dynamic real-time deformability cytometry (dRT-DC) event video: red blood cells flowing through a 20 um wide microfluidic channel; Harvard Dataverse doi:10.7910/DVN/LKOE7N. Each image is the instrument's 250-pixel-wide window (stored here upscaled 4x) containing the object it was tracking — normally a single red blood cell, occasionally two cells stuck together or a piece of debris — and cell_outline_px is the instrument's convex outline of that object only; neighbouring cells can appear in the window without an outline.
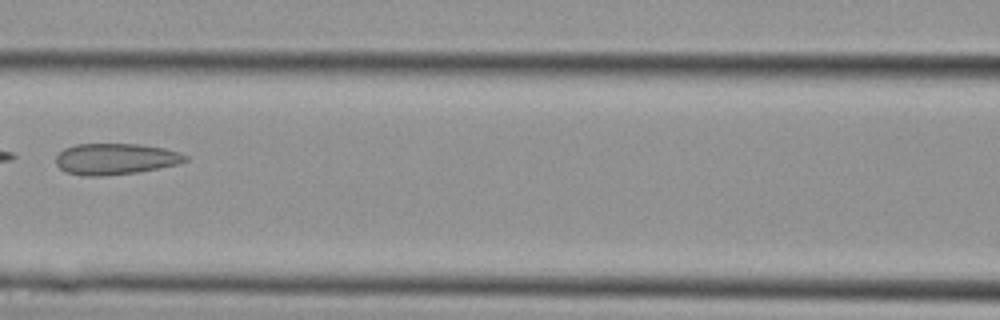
{"species": "Egyptian fruit bat (a non-hibernating species)", "species_latin": "Rousettus aegyptiacus", "temperature_condition": "cold", "stored_images_in_passage": 11, "camera_frame_rate_fps": 3000, "um_per_image_px": 0.085, "animal": {"sex": "female"}, "frame": {"image": 1, "passage_image": 8, "time_ms": 2.333, "image_size_px": [1000, 320], "cell_outline_px": [[188, 160], [176, 164], [136, 172], [100, 176], [84, 176], [64, 172], [56, 164], [56, 156], [64, 148], [76, 144], [140, 144], [164, 148], [180, 152], [188, 156]], "centroid_in_image_um": [9.79, 13.5], "position_along_channel_um": 156.8, "area_um2": 23.47}}
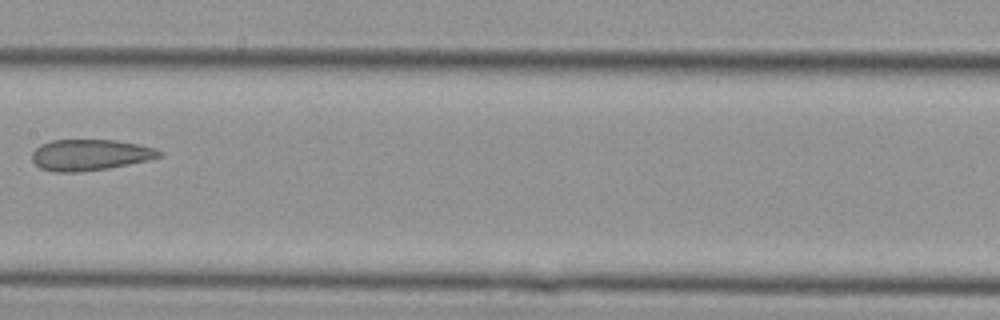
{"frame": {"image": 2, "passage_image": 10, "time_ms": 3.0, "image_size_px": [1000, 320], "cell_outline_px": [[164, 152], [160, 156], [148, 160], [108, 168], [76, 172], [52, 172], [40, 168], [32, 160], [32, 152], [40, 144], [52, 140], [116, 140], [136, 144], [152, 148]], "centroid_in_image_um": [7.6, 13.16], "position_along_channel_um": 199.8, "area_um2": 22.89}}